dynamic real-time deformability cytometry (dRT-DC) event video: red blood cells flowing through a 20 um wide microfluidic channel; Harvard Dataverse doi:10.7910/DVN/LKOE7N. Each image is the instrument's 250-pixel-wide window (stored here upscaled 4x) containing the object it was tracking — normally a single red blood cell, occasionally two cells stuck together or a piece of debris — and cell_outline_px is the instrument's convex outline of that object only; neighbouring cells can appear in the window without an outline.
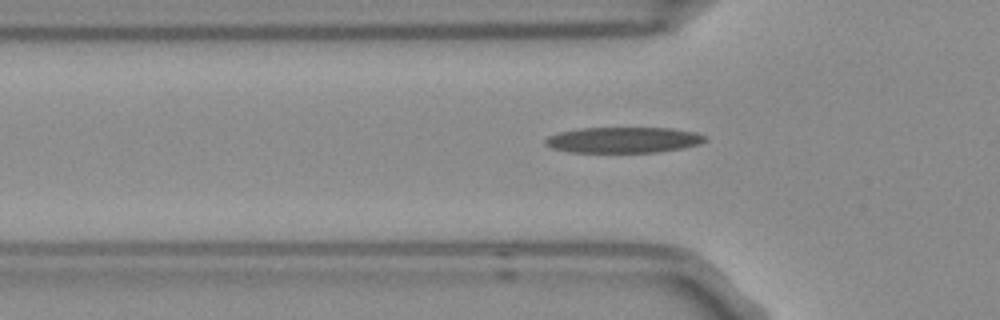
{"species": "Egyptian fruit bat (a non-hibernating species)", "species_latin": "Rousettus aegyptiacus", "temperature_condition": "room temperature", "stored_images_in_passage": 7, "segment_of_instrument_passage": [2, 2], "camera_frame_rate_fps": 3000, "um_per_image_px": 0.085, "frame": {"image": 1, "passage_image": 7, "time_ms": 2.0, "image_size_px": [1000, 320], "cell_outline_px": [[708, 140], [700, 144], [680, 148], [656, 152], [572, 152], [552, 148], [544, 144], [544, 140], [548, 136], [560, 132], [580, 128], [672, 128], [696, 132], [708, 136]], "centroid_in_image_um": [53.02, 11.89], "position_along_channel_um": 72.8, "area_um2": 24.04}}